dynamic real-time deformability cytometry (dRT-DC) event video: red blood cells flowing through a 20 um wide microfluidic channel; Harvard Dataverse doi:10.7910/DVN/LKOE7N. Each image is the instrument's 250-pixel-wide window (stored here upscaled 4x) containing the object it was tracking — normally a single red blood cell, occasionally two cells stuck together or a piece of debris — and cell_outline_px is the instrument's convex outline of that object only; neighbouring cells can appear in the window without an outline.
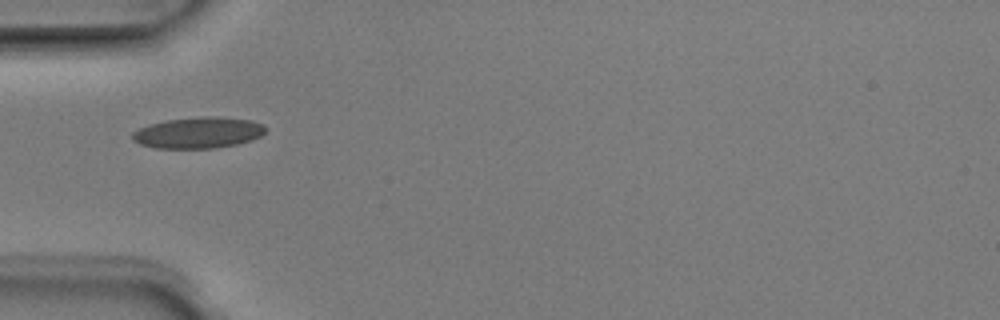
{"species": "Egyptian fruit bat (a non-hibernating species)", "species_latin": "Rousettus aegyptiacus", "temperature_condition": "room temperature", "stored_images_in_passage": 1, "camera_frame_rate_fps": 3000, "um_per_image_px": 0.085, "animal": {"sex": "male"}, "frame": {"image": 1, "passage_image": 1, "time_ms": 0.0, "image_size_px": [1000, 320], "cell_outline_px": [[268, 128], [260, 136], [252, 140], [236, 144], [216, 148], [156, 148], [140, 144], [132, 140], [132, 132], [148, 124], [164, 120], [204, 116], [216, 116], [252, 120], [264, 124]], "centroid_in_image_um": [16.87, 11.27], "position_along_channel_um": 68.1, "area_um2": 24.39}}